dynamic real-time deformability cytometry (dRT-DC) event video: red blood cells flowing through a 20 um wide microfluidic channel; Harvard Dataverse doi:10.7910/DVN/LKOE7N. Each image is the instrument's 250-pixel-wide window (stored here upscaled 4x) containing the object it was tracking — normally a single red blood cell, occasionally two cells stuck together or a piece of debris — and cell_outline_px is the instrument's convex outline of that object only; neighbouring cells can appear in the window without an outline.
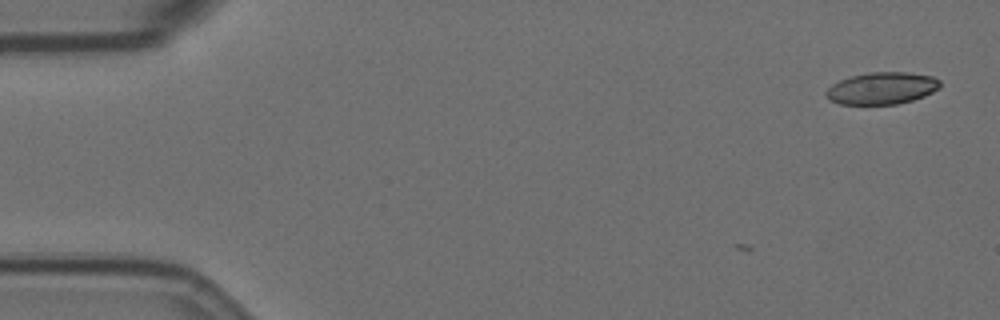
{"species": "Egyptian fruit bat (a non-hibernating species)", "species_latin": "Rousettus aegyptiacus", "temperature_condition": "room temperature", "stored_images_in_passage": 3, "camera_frame_rate_fps": 3000, "um_per_image_px": 0.085, "animal": {"sex": "female"}, "frame": {"image": 1, "passage_image": 3, "time_ms": 0.667, "image_size_px": [1000, 320], "cell_outline_px": [[940, 88], [924, 96], [912, 100], [896, 104], [840, 104], [828, 100], [824, 96], [824, 92], [832, 84], [840, 80], [852, 76], [872, 72], [908, 72], [932, 76], [940, 80]], "centroid_in_image_um": [74.94, 7.5], "position_along_channel_um": 10.1, "area_um2": 21.33}}